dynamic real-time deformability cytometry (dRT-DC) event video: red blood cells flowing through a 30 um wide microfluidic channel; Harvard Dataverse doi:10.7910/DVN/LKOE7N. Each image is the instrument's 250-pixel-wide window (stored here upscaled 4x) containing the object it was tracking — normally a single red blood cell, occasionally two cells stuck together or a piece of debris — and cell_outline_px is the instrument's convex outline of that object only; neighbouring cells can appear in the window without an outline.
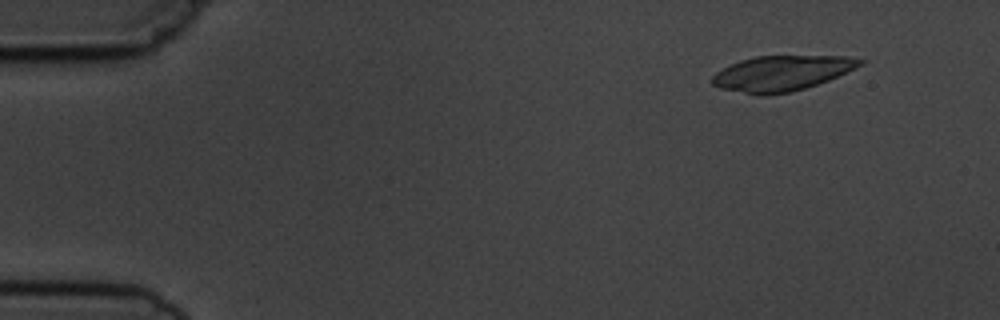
{"species": "common noctule bat (a hibernating species)", "species_latin": "Nyctalus noctula", "temperature_condition": "cold", "stored_images_in_passage": 6, "segment_of_instrument_passage": [1, 2], "camera_frame_rate_fps": 3000, "um_per_image_px": 0.085, "animal": {"sex": "male", "body_mass_g": 19.5, "forearm_length_mm": 54.6}, "frame": {"image": 1, "passage_image": 2, "time_ms": 1.333, "image_size_px": [1000, 320], "cell_outline_px": [[868, 60], [864, 64], [828, 80], [792, 92], [764, 96], [760, 96], [720, 88], [712, 84], [712, 76], [716, 72], [740, 60], [756, 56], [848, 56]], "centroid_in_image_um": [66.46, 6.23], "position_along_channel_um": 18.5, "area_um2": 30.35}}